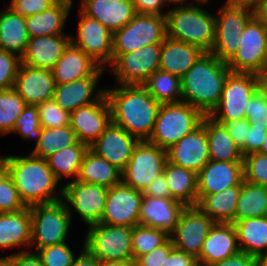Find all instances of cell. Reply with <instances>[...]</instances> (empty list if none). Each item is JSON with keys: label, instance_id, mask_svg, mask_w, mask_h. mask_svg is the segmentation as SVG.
<instances>
[{"label": "cell", "instance_id": "cell-52", "mask_svg": "<svg viewBox=\"0 0 267 266\" xmlns=\"http://www.w3.org/2000/svg\"><path fill=\"white\" fill-rule=\"evenodd\" d=\"M57 1L58 0H11L8 6L15 12L27 17L43 12Z\"/></svg>", "mask_w": 267, "mask_h": 266}, {"label": "cell", "instance_id": "cell-34", "mask_svg": "<svg viewBox=\"0 0 267 266\" xmlns=\"http://www.w3.org/2000/svg\"><path fill=\"white\" fill-rule=\"evenodd\" d=\"M205 129L209 146L210 160L243 162L240 148L233 141L222 123L205 115Z\"/></svg>", "mask_w": 267, "mask_h": 266}, {"label": "cell", "instance_id": "cell-33", "mask_svg": "<svg viewBox=\"0 0 267 266\" xmlns=\"http://www.w3.org/2000/svg\"><path fill=\"white\" fill-rule=\"evenodd\" d=\"M31 248V216L29 207L14 213H0V248Z\"/></svg>", "mask_w": 267, "mask_h": 266}, {"label": "cell", "instance_id": "cell-46", "mask_svg": "<svg viewBox=\"0 0 267 266\" xmlns=\"http://www.w3.org/2000/svg\"><path fill=\"white\" fill-rule=\"evenodd\" d=\"M41 127L57 128L70 125V113L63 110L53 99L37 105Z\"/></svg>", "mask_w": 267, "mask_h": 266}, {"label": "cell", "instance_id": "cell-4", "mask_svg": "<svg viewBox=\"0 0 267 266\" xmlns=\"http://www.w3.org/2000/svg\"><path fill=\"white\" fill-rule=\"evenodd\" d=\"M194 5H178L166 12V36L210 53L215 41V15Z\"/></svg>", "mask_w": 267, "mask_h": 266}, {"label": "cell", "instance_id": "cell-22", "mask_svg": "<svg viewBox=\"0 0 267 266\" xmlns=\"http://www.w3.org/2000/svg\"><path fill=\"white\" fill-rule=\"evenodd\" d=\"M243 162L210 160L197 173V194H215L224 189L241 186Z\"/></svg>", "mask_w": 267, "mask_h": 266}, {"label": "cell", "instance_id": "cell-26", "mask_svg": "<svg viewBox=\"0 0 267 266\" xmlns=\"http://www.w3.org/2000/svg\"><path fill=\"white\" fill-rule=\"evenodd\" d=\"M70 43V34L29 37L21 63L52 70Z\"/></svg>", "mask_w": 267, "mask_h": 266}, {"label": "cell", "instance_id": "cell-11", "mask_svg": "<svg viewBox=\"0 0 267 266\" xmlns=\"http://www.w3.org/2000/svg\"><path fill=\"white\" fill-rule=\"evenodd\" d=\"M257 90L256 74L230 72L225 79L219 104L209 116L218 122L246 118V105Z\"/></svg>", "mask_w": 267, "mask_h": 266}, {"label": "cell", "instance_id": "cell-63", "mask_svg": "<svg viewBox=\"0 0 267 266\" xmlns=\"http://www.w3.org/2000/svg\"><path fill=\"white\" fill-rule=\"evenodd\" d=\"M98 266H135V260L127 259L123 261H99Z\"/></svg>", "mask_w": 267, "mask_h": 266}, {"label": "cell", "instance_id": "cell-55", "mask_svg": "<svg viewBox=\"0 0 267 266\" xmlns=\"http://www.w3.org/2000/svg\"><path fill=\"white\" fill-rule=\"evenodd\" d=\"M20 250L14 254L5 256L9 260V266H44L41 258L35 252Z\"/></svg>", "mask_w": 267, "mask_h": 266}, {"label": "cell", "instance_id": "cell-36", "mask_svg": "<svg viewBox=\"0 0 267 266\" xmlns=\"http://www.w3.org/2000/svg\"><path fill=\"white\" fill-rule=\"evenodd\" d=\"M76 180L110 188L121 183V170L88 149Z\"/></svg>", "mask_w": 267, "mask_h": 266}, {"label": "cell", "instance_id": "cell-54", "mask_svg": "<svg viewBox=\"0 0 267 266\" xmlns=\"http://www.w3.org/2000/svg\"><path fill=\"white\" fill-rule=\"evenodd\" d=\"M266 134L267 126L250 125L245 141V156L260 151Z\"/></svg>", "mask_w": 267, "mask_h": 266}, {"label": "cell", "instance_id": "cell-35", "mask_svg": "<svg viewBox=\"0 0 267 266\" xmlns=\"http://www.w3.org/2000/svg\"><path fill=\"white\" fill-rule=\"evenodd\" d=\"M163 173L168 183L172 199L185 207L197 206V173L166 162Z\"/></svg>", "mask_w": 267, "mask_h": 266}, {"label": "cell", "instance_id": "cell-64", "mask_svg": "<svg viewBox=\"0 0 267 266\" xmlns=\"http://www.w3.org/2000/svg\"><path fill=\"white\" fill-rule=\"evenodd\" d=\"M259 0H227V3L254 6Z\"/></svg>", "mask_w": 267, "mask_h": 266}, {"label": "cell", "instance_id": "cell-6", "mask_svg": "<svg viewBox=\"0 0 267 266\" xmlns=\"http://www.w3.org/2000/svg\"><path fill=\"white\" fill-rule=\"evenodd\" d=\"M31 245L39 249L66 242L71 226L72 209L63 200L29 206Z\"/></svg>", "mask_w": 267, "mask_h": 266}, {"label": "cell", "instance_id": "cell-42", "mask_svg": "<svg viewBox=\"0 0 267 266\" xmlns=\"http://www.w3.org/2000/svg\"><path fill=\"white\" fill-rule=\"evenodd\" d=\"M26 102L12 88L0 91V134H9L16 119L26 107Z\"/></svg>", "mask_w": 267, "mask_h": 266}, {"label": "cell", "instance_id": "cell-51", "mask_svg": "<svg viewBox=\"0 0 267 266\" xmlns=\"http://www.w3.org/2000/svg\"><path fill=\"white\" fill-rule=\"evenodd\" d=\"M174 249L169 237L163 244L156 247L150 253L144 254L135 260V266H164L165 259Z\"/></svg>", "mask_w": 267, "mask_h": 266}, {"label": "cell", "instance_id": "cell-47", "mask_svg": "<svg viewBox=\"0 0 267 266\" xmlns=\"http://www.w3.org/2000/svg\"><path fill=\"white\" fill-rule=\"evenodd\" d=\"M24 208L12 177L5 171L0 176V213H14Z\"/></svg>", "mask_w": 267, "mask_h": 266}, {"label": "cell", "instance_id": "cell-68", "mask_svg": "<svg viewBox=\"0 0 267 266\" xmlns=\"http://www.w3.org/2000/svg\"><path fill=\"white\" fill-rule=\"evenodd\" d=\"M185 1L186 0H165L166 4L167 3H170V4H172V3H174V4L180 3L181 4L182 3V6H186L187 5V3L183 4Z\"/></svg>", "mask_w": 267, "mask_h": 266}, {"label": "cell", "instance_id": "cell-31", "mask_svg": "<svg viewBox=\"0 0 267 266\" xmlns=\"http://www.w3.org/2000/svg\"><path fill=\"white\" fill-rule=\"evenodd\" d=\"M72 0H58L50 8L26 17L29 37L64 34V23L72 8Z\"/></svg>", "mask_w": 267, "mask_h": 266}, {"label": "cell", "instance_id": "cell-58", "mask_svg": "<svg viewBox=\"0 0 267 266\" xmlns=\"http://www.w3.org/2000/svg\"><path fill=\"white\" fill-rule=\"evenodd\" d=\"M132 2L138 14L166 16V13L161 11V8L166 4L165 0H132Z\"/></svg>", "mask_w": 267, "mask_h": 266}, {"label": "cell", "instance_id": "cell-5", "mask_svg": "<svg viewBox=\"0 0 267 266\" xmlns=\"http://www.w3.org/2000/svg\"><path fill=\"white\" fill-rule=\"evenodd\" d=\"M205 114L187 102L161 104L149 142L168 150L202 124Z\"/></svg>", "mask_w": 267, "mask_h": 266}, {"label": "cell", "instance_id": "cell-9", "mask_svg": "<svg viewBox=\"0 0 267 266\" xmlns=\"http://www.w3.org/2000/svg\"><path fill=\"white\" fill-rule=\"evenodd\" d=\"M88 228L83 246L98 261L134 259L131 227L97 223Z\"/></svg>", "mask_w": 267, "mask_h": 266}, {"label": "cell", "instance_id": "cell-28", "mask_svg": "<svg viewBox=\"0 0 267 266\" xmlns=\"http://www.w3.org/2000/svg\"><path fill=\"white\" fill-rule=\"evenodd\" d=\"M238 252H240V248L234 223H215L203 242L197 261L208 266Z\"/></svg>", "mask_w": 267, "mask_h": 266}, {"label": "cell", "instance_id": "cell-1", "mask_svg": "<svg viewBox=\"0 0 267 266\" xmlns=\"http://www.w3.org/2000/svg\"><path fill=\"white\" fill-rule=\"evenodd\" d=\"M105 89L112 123L125 129L139 141L149 140L161 103L143 85L120 84Z\"/></svg>", "mask_w": 267, "mask_h": 266}, {"label": "cell", "instance_id": "cell-37", "mask_svg": "<svg viewBox=\"0 0 267 266\" xmlns=\"http://www.w3.org/2000/svg\"><path fill=\"white\" fill-rule=\"evenodd\" d=\"M240 251L258 259L267 252V216L234 222Z\"/></svg>", "mask_w": 267, "mask_h": 266}, {"label": "cell", "instance_id": "cell-40", "mask_svg": "<svg viewBox=\"0 0 267 266\" xmlns=\"http://www.w3.org/2000/svg\"><path fill=\"white\" fill-rule=\"evenodd\" d=\"M78 142V138L70 125L66 127H42L39 142L35 144L32 155L47 159L56 151L70 147Z\"/></svg>", "mask_w": 267, "mask_h": 266}, {"label": "cell", "instance_id": "cell-61", "mask_svg": "<svg viewBox=\"0 0 267 266\" xmlns=\"http://www.w3.org/2000/svg\"><path fill=\"white\" fill-rule=\"evenodd\" d=\"M253 8L255 16L267 24V0H259Z\"/></svg>", "mask_w": 267, "mask_h": 266}, {"label": "cell", "instance_id": "cell-49", "mask_svg": "<svg viewBox=\"0 0 267 266\" xmlns=\"http://www.w3.org/2000/svg\"><path fill=\"white\" fill-rule=\"evenodd\" d=\"M20 64L18 55L0 50V91L13 88Z\"/></svg>", "mask_w": 267, "mask_h": 266}, {"label": "cell", "instance_id": "cell-45", "mask_svg": "<svg viewBox=\"0 0 267 266\" xmlns=\"http://www.w3.org/2000/svg\"><path fill=\"white\" fill-rule=\"evenodd\" d=\"M243 180L267 187V155L260 152L243 156Z\"/></svg>", "mask_w": 267, "mask_h": 266}, {"label": "cell", "instance_id": "cell-65", "mask_svg": "<svg viewBox=\"0 0 267 266\" xmlns=\"http://www.w3.org/2000/svg\"><path fill=\"white\" fill-rule=\"evenodd\" d=\"M258 266H267V252L258 259Z\"/></svg>", "mask_w": 267, "mask_h": 266}, {"label": "cell", "instance_id": "cell-16", "mask_svg": "<svg viewBox=\"0 0 267 266\" xmlns=\"http://www.w3.org/2000/svg\"><path fill=\"white\" fill-rule=\"evenodd\" d=\"M78 12L80 16L76 29L78 34L71 35V43L106 68L112 63L113 33L80 9Z\"/></svg>", "mask_w": 267, "mask_h": 266}, {"label": "cell", "instance_id": "cell-23", "mask_svg": "<svg viewBox=\"0 0 267 266\" xmlns=\"http://www.w3.org/2000/svg\"><path fill=\"white\" fill-rule=\"evenodd\" d=\"M184 209L185 206L182 203L172 198L143 196L139 225L160 229L170 235Z\"/></svg>", "mask_w": 267, "mask_h": 266}, {"label": "cell", "instance_id": "cell-50", "mask_svg": "<svg viewBox=\"0 0 267 266\" xmlns=\"http://www.w3.org/2000/svg\"><path fill=\"white\" fill-rule=\"evenodd\" d=\"M246 120L250 125L267 126V100L259 90L246 105Z\"/></svg>", "mask_w": 267, "mask_h": 266}, {"label": "cell", "instance_id": "cell-29", "mask_svg": "<svg viewBox=\"0 0 267 266\" xmlns=\"http://www.w3.org/2000/svg\"><path fill=\"white\" fill-rule=\"evenodd\" d=\"M204 53L196 46L166 36L161 43L159 70L182 78Z\"/></svg>", "mask_w": 267, "mask_h": 266}, {"label": "cell", "instance_id": "cell-15", "mask_svg": "<svg viewBox=\"0 0 267 266\" xmlns=\"http://www.w3.org/2000/svg\"><path fill=\"white\" fill-rule=\"evenodd\" d=\"M63 186L62 200L71 206L88 226L100 223L108 193V188L96 184L80 182L76 179ZM68 204V205H67Z\"/></svg>", "mask_w": 267, "mask_h": 266}, {"label": "cell", "instance_id": "cell-14", "mask_svg": "<svg viewBox=\"0 0 267 266\" xmlns=\"http://www.w3.org/2000/svg\"><path fill=\"white\" fill-rule=\"evenodd\" d=\"M214 224L215 222L197 206L185 207L169 237L174 248L198 259L203 242Z\"/></svg>", "mask_w": 267, "mask_h": 266}, {"label": "cell", "instance_id": "cell-21", "mask_svg": "<svg viewBox=\"0 0 267 266\" xmlns=\"http://www.w3.org/2000/svg\"><path fill=\"white\" fill-rule=\"evenodd\" d=\"M55 85L52 70L21 63L13 89L27 105H38L53 99Z\"/></svg>", "mask_w": 267, "mask_h": 266}, {"label": "cell", "instance_id": "cell-2", "mask_svg": "<svg viewBox=\"0 0 267 266\" xmlns=\"http://www.w3.org/2000/svg\"><path fill=\"white\" fill-rule=\"evenodd\" d=\"M4 159L6 171L12 177L19 197L26 207L62 200L63 186L57 194L55 190L59 181L46 159L31 153L26 156L7 155Z\"/></svg>", "mask_w": 267, "mask_h": 266}, {"label": "cell", "instance_id": "cell-12", "mask_svg": "<svg viewBox=\"0 0 267 266\" xmlns=\"http://www.w3.org/2000/svg\"><path fill=\"white\" fill-rule=\"evenodd\" d=\"M167 162L166 150L148 140L139 141L126 167L121 171V182L135 190L144 189L163 173Z\"/></svg>", "mask_w": 267, "mask_h": 266}, {"label": "cell", "instance_id": "cell-25", "mask_svg": "<svg viewBox=\"0 0 267 266\" xmlns=\"http://www.w3.org/2000/svg\"><path fill=\"white\" fill-rule=\"evenodd\" d=\"M106 68L72 43L52 69L55 84L69 83L91 75H102Z\"/></svg>", "mask_w": 267, "mask_h": 266}, {"label": "cell", "instance_id": "cell-7", "mask_svg": "<svg viewBox=\"0 0 267 266\" xmlns=\"http://www.w3.org/2000/svg\"><path fill=\"white\" fill-rule=\"evenodd\" d=\"M215 16V41L210 51L224 63H228L237 53L239 35L247 23L255 16L253 6L225 3Z\"/></svg>", "mask_w": 267, "mask_h": 266}, {"label": "cell", "instance_id": "cell-20", "mask_svg": "<svg viewBox=\"0 0 267 266\" xmlns=\"http://www.w3.org/2000/svg\"><path fill=\"white\" fill-rule=\"evenodd\" d=\"M138 142L136 137L111 122L89 149L122 171Z\"/></svg>", "mask_w": 267, "mask_h": 266}, {"label": "cell", "instance_id": "cell-71", "mask_svg": "<svg viewBox=\"0 0 267 266\" xmlns=\"http://www.w3.org/2000/svg\"><path fill=\"white\" fill-rule=\"evenodd\" d=\"M192 266H205V265L203 263L197 261Z\"/></svg>", "mask_w": 267, "mask_h": 266}, {"label": "cell", "instance_id": "cell-67", "mask_svg": "<svg viewBox=\"0 0 267 266\" xmlns=\"http://www.w3.org/2000/svg\"><path fill=\"white\" fill-rule=\"evenodd\" d=\"M259 152L267 155V134L265 136V139L263 141L262 147Z\"/></svg>", "mask_w": 267, "mask_h": 266}, {"label": "cell", "instance_id": "cell-10", "mask_svg": "<svg viewBox=\"0 0 267 266\" xmlns=\"http://www.w3.org/2000/svg\"><path fill=\"white\" fill-rule=\"evenodd\" d=\"M166 38V16L136 14L113 34V54L135 51L146 45L162 43Z\"/></svg>", "mask_w": 267, "mask_h": 266}, {"label": "cell", "instance_id": "cell-27", "mask_svg": "<svg viewBox=\"0 0 267 266\" xmlns=\"http://www.w3.org/2000/svg\"><path fill=\"white\" fill-rule=\"evenodd\" d=\"M100 77L101 75H91L69 83L56 84L53 100L69 113L92 104L105 93V88L95 91Z\"/></svg>", "mask_w": 267, "mask_h": 266}, {"label": "cell", "instance_id": "cell-8", "mask_svg": "<svg viewBox=\"0 0 267 266\" xmlns=\"http://www.w3.org/2000/svg\"><path fill=\"white\" fill-rule=\"evenodd\" d=\"M238 51L227 63L231 72L260 74L267 68V24L254 16L239 35Z\"/></svg>", "mask_w": 267, "mask_h": 266}, {"label": "cell", "instance_id": "cell-17", "mask_svg": "<svg viewBox=\"0 0 267 266\" xmlns=\"http://www.w3.org/2000/svg\"><path fill=\"white\" fill-rule=\"evenodd\" d=\"M142 197L141 191L122 182L108 188L100 223L131 228L139 225Z\"/></svg>", "mask_w": 267, "mask_h": 266}, {"label": "cell", "instance_id": "cell-3", "mask_svg": "<svg viewBox=\"0 0 267 266\" xmlns=\"http://www.w3.org/2000/svg\"><path fill=\"white\" fill-rule=\"evenodd\" d=\"M227 63L204 53L181 78L182 101L209 115L219 104L226 77Z\"/></svg>", "mask_w": 267, "mask_h": 266}, {"label": "cell", "instance_id": "cell-41", "mask_svg": "<svg viewBox=\"0 0 267 266\" xmlns=\"http://www.w3.org/2000/svg\"><path fill=\"white\" fill-rule=\"evenodd\" d=\"M142 85L161 104L182 101L181 78L178 76L157 70Z\"/></svg>", "mask_w": 267, "mask_h": 266}, {"label": "cell", "instance_id": "cell-18", "mask_svg": "<svg viewBox=\"0 0 267 266\" xmlns=\"http://www.w3.org/2000/svg\"><path fill=\"white\" fill-rule=\"evenodd\" d=\"M111 109L105 93L94 103L70 113V127L78 141L91 146L111 124Z\"/></svg>", "mask_w": 267, "mask_h": 266}, {"label": "cell", "instance_id": "cell-53", "mask_svg": "<svg viewBox=\"0 0 267 266\" xmlns=\"http://www.w3.org/2000/svg\"><path fill=\"white\" fill-rule=\"evenodd\" d=\"M219 123L224 125L233 141L240 148L242 155L245 156V141L250 128V123L246 118Z\"/></svg>", "mask_w": 267, "mask_h": 266}, {"label": "cell", "instance_id": "cell-70", "mask_svg": "<svg viewBox=\"0 0 267 266\" xmlns=\"http://www.w3.org/2000/svg\"><path fill=\"white\" fill-rule=\"evenodd\" d=\"M193 2H194V0H191V3L190 4H193ZM195 2H197L198 4V6H199V4H205V3H207V2H209V0H195Z\"/></svg>", "mask_w": 267, "mask_h": 266}, {"label": "cell", "instance_id": "cell-59", "mask_svg": "<svg viewBox=\"0 0 267 266\" xmlns=\"http://www.w3.org/2000/svg\"><path fill=\"white\" fill-rule=\"evenodd\" d=\"M196 262L193 256L174 248L166 257L164 266H192Z\"/></svg>", "mask_w": 267, "mask_h": 266}, {"label": "cell", "instance_id": "cell-69", "mask_svg": "<svg viewBox=\"0 0 267 266\" xmlns=\"http://www.w3.org/2000/svg\"><path fill=\"white\" fill-rule=\"evenodd\" d=\"M0 266H9V260L6 257H0Z\"/></svg>", "mask_w": 267, "mask_h": 266}, {"label": "cell", "instance_id": "cell-19", "mask_svg": "<svg viewBox=\"0 0 267 266\" xmlns=\"http://www.w3.org/2000/svg\"><path fill=\"white\" fill-rule=\"evenodd\" d=\"M166 153L168 162L198 173L210 161L205 116L199 127L182 137Z\"/></svg>", "mask_w": 267, "mask_h": 266}, {"label": "cell", "instance_id": "cell-24", "mask_svg": "<svg viewBox=\"0 0 267 266\" xmlns=\"http://www.w3.org/2000/svg\"><path fill=\"white\" fill-rule=\"evenodd\" d=\"M79 8L96 19L113 34L137 14L132 0H81Z\"/></svg>", "mask_w": 267, "mask_h": 266}, {"label": "cell", "instance_id": "cell-30", "mask_svg": "<svg viewBox=\"0 0 267 266\" xmlns=\"http://www.w3.org/2000/svg\"><path fill=\"white\" fill-rule=\"evenodd\" d=\"M29 35L26 17L15 12L10 6L0 11V50L18 55H24Z\"/></svg>", "mask_w": 267, "mask_h": 266}, {"label": "cell", "instance_id": "cell-62", "mask_svg": "<svg viewBox=\"0 0 267 266\" xmlns=\"http://www.w3.org/2000/svg\"><path fill=\"white\" fill-rule=\"evenodd\" d=\"M258 79V90L267 100V68L257 75Z\"/></svg>", "mask_w": 267, "mask_h": 266}, {"label": "cell", "instance_id": "cell-48", "mask_svg": "<svg viewBox=\"0 0 267 266\" xmlns=\"http://www.w3.org/2000/svg\"><path fill=\"white\" fill-rule=\"evenodd\" d=\"M44 266H71L74 261V254L66 243L55 244L39 249L36 252Z\"/></svg>", "mask_w": 267, "mask_h": 266}, {"label": "cell", "instance_id": "cell-56", "mask_svg": "<svg viewBox=\"0 0 267 266\" xmlns=\"http://www.w3.org/2000/svg\"><path fill=\"white\" fill-rule=\"evenodd\" d=\"M142 193L148 197L172 198L164 173L156 177Z\"/></svg>", "mask_w": 267, "mask_h": 266}, {"label": "cell", "instance_id": "cell-43", "mask_svg": "<svg viewBox=\"0 0 267 266\" xmlns=\"http://www.w3.org/2000/svg\"><path fill=\"white\" fill-rule=\"evenodd\" d=\"M169 235L160 229L137 225L132 227V250L134 260L150 253L163 244Z\"/></svg>", "mask_w": 267, "mask_h": 266}, {"label": "cell", "instance_id": "cell-32", "mask_svg": "<svg viewBox=\"0 0 267 266\" xmlns=\"http://www.w3.org/2000/svg\"><path fill=\"white\" fill-rule=\"evenodd\" d=\"M240 186L215 194H197V207L215 223H234Z\"/></svg>", "mask_w": 267, "mask_h": 266}, {"label": "cell", "instance_id": "cell-66", "mask_svg": "<svg viewBox=\"0 0 267 266\" xmlns=\"http://www.w3.org/2000/svg\"><path fill=\"white\" fill-rule=\"evenodd\" d=\"M6 171L4 156L0 157V176Z\"/></svg>", "mask_w": 267, "mask_h": 266}, {"label": "cell", "instance_id": "cell-60", "mask_svg": "<svg viewBox=\"0 0 267 266\" xmlns=\"http://www.w3.org/2000/svg\"><path fill=\"white\" fill-rule=\"evenodd\" d=\"M98 259L93 256L84 246L78 257L74 258L71 266H98Z\"/></svg>", "mask_w": 267, "mask_h": 266}, {"label": "cell", "instance_id": "cell-44", "mask_svg": "<svg viewBox=\"0 0 267 266\" xmlns=\"http://www.w3.org/2000/svg\"><path fill=\"white\" fill-rule=\"evenodd\" d=\"M42 131L37 105H26L22 113L16 119L11 133H19L23 139H36L39 142Z\"/></svg>", "mask_w": 267, "mask_h": 266}, {"label": "cell", "instance_id": "cell-13", "mask_svg": "<svg viewBox=\"0 0 267 266\" xmlns=\"http://www.w3.org/2000/svg\"><path fill=\"white\" fill-rule=\"evenodd\" d=\"M161 43L146 45L129 53L112 54L109 65L118 84L142 85L160 67Z\"/></svg>", "mask_w": 267, "mask_h": 266}, {"label": "cell", "instance_id": "cell-39", "mask_svg": "<svg viewBox=\"0 0 267 266\" xmlns=\"http://www.w3.org/2000/svg\"><path fill=\"white\" fill-rule=\"evenodd\" d=\"M89 147L78 141L76 144L56 151L46 160L49 168L58 181L63 177H75L79 174L82 159Z\"/></svg>", "mask_w": 267, "mask_h": 266}, {"label": "cell", "instance_id": "cell-38", "mask_svg": "<svg viewBox=\"0 0 267 266\" xmlns=\"http://www.w3.org/2000/svg\"><path fill=\"white\" fill-rule=\"evenodd\" d=\"M267 216V188L242 181L237 202L235 222Z\"/></svg>", "mask_w": 267, "mask_h": 266}, {"label": "cell", "instance_id": "cell-57", "mask_svg": "<svg viewBox=\"0 0 267 266\" xmlns=\"http://www.w3.org/2000/svg\"><path fill=\"white\" fill-rule=\"evenodd\" d=\"M208 266H258V258L240 251L229 258Z\"/></svg>", "mask_w": 267, "mask_h": 266}]
</instances>
